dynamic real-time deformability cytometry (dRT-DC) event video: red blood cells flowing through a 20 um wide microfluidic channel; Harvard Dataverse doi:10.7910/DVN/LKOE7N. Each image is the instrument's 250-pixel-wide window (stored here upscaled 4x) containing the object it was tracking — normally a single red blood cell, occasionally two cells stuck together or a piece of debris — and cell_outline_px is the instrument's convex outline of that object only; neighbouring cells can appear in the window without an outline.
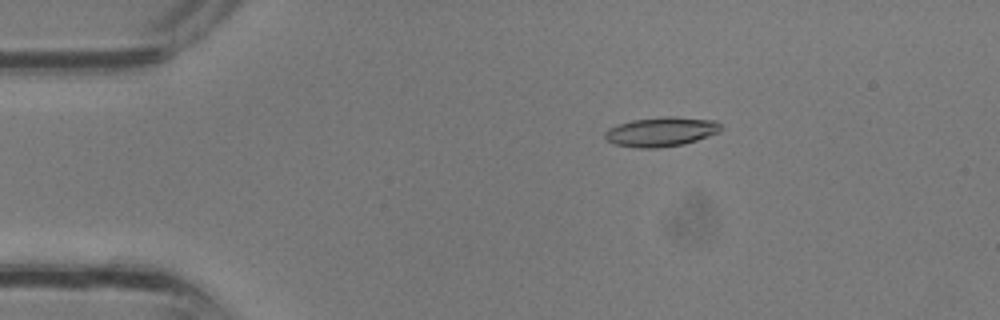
{"species": "common noctule bat (a hibernating species)", "species_latin": "Nyctalus noctula", "temperature_condition": "room temperature", "stored_images_in_passage": 31, "camera_frame_rate_fps": 3000, "um_per_image_px": 0.085, "animal": {"sex": "male", "body_mass_g": 13.3}, "frame": {"image": 1, "passage_image": 3, "time_ms": 0.667, "image_size_px": [1000, 320], "cell_outline_px": [[724, 128], [720, 132], [684, 144], [656, 148], [636, 148], [616, 144], [608, 140], [604, 136], [604, 132], [608, 128], [632, 120], [664, 116], [676, 116], [716, 120]], "centroid_in_image_um": [56.24, 11.19], "position_along_channel_um": 28.8, "area_um2": 20.0}}
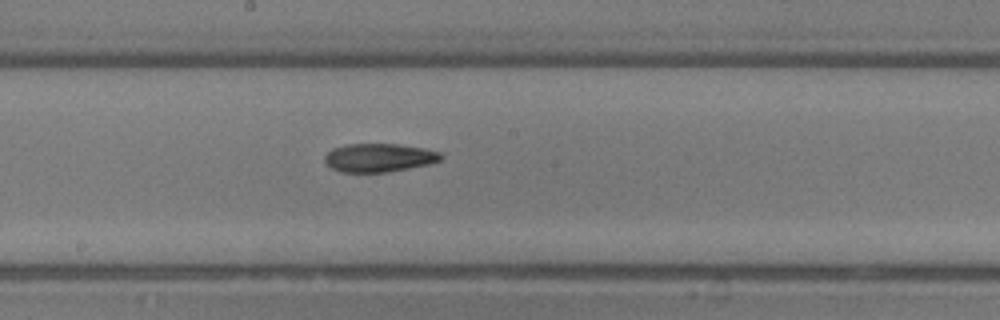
{"frame": {"image": 2, "passage_image": 15, "time_ms": 4.667, "image_size_px": [1000, 320], "cell_outline_px": [[444, 156], [440, 160], [428, 164], [388, 172], [340, 172], [324, 164], [324, 156], [332, 148], [344, 144], [396, 144], [424, 148], [440, 152]], "centroid_in_image_um": [32.17, 13.4], "position_along_channel_um": 216.0, "area_um2": 19.36}}
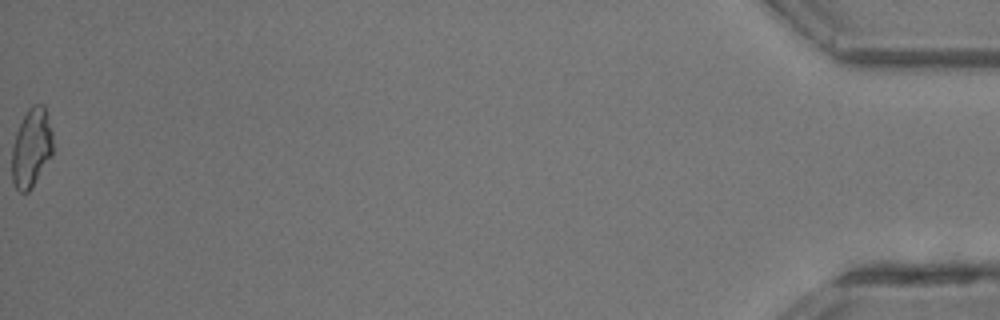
{"frame": {"image": 3, "passage_image": 31, "time_ms": 10.0, "image_size_px": [1000, 320], "cell_outline_px": [[52, 156], [32, 188], [28, 192], [20, 192], [16, 188], [12, 180], [12, 144], [16, 132], [28, 108], [32, 104], [44, 104], [52, 132]], "centroid_in_image_um": [2.67, 12.57], "position_along_channel_um": 432.5, "area_um2": 18.96}}